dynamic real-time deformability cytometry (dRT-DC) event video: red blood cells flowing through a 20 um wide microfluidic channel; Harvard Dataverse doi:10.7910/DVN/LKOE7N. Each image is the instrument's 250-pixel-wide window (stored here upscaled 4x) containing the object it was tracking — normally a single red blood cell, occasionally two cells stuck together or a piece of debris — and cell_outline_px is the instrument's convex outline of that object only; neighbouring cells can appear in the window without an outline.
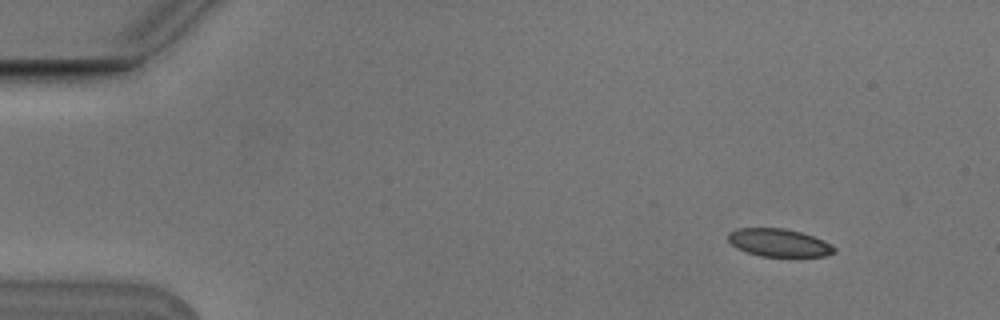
{"species": "Egyptian fruit bat (a non-hibernating species)", "species_latin": "Rousettus aegyptiacus", "temperature_condition": "cold", "stored_images_in_passage": 5, "camera_frame_rate_fps": 3000, "um_per_image_px": 0.085, "animal": {"sex": "male"}, "frame": {"image": 1, "passage_image": 2, "time_ms": 0.333, "image_size_px": [1000, 320], "cell_outline_px": [[836, 252], [824, 256], [760, 256], [736, 248], [728, 240], [728, 232], [736, 228], [784, 228], [800, 232], [824, 240], [832, 244], [836, 248]], "centroid_in_image_um": [66.21, 20.62], "position_along_channel_um": 18.8, "area_um2": 17.22}}
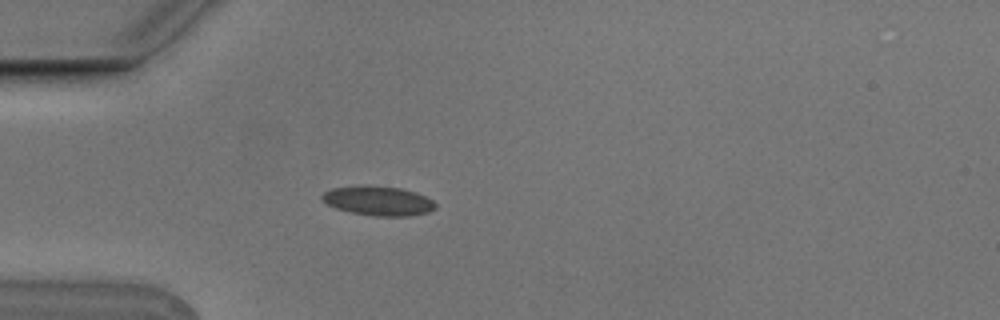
{"frame": {"image": 2, "passage_image": 5, "time_ms": 1.333, "image_size_px": [1000, 320], "cell_outline_px": [[436, 208], [428, 212], [408, 216], [376, 216], [352, 212], [336, 208], [320, 200], [320, 196], [324, 192], [332, 188], [400, 188], [416, 192], [432, 200], [436, 204]], "centroid_in_image_um": [32.18, 17.11], "position_along_channel_um": 52.8, "area_um2": 18.55}}